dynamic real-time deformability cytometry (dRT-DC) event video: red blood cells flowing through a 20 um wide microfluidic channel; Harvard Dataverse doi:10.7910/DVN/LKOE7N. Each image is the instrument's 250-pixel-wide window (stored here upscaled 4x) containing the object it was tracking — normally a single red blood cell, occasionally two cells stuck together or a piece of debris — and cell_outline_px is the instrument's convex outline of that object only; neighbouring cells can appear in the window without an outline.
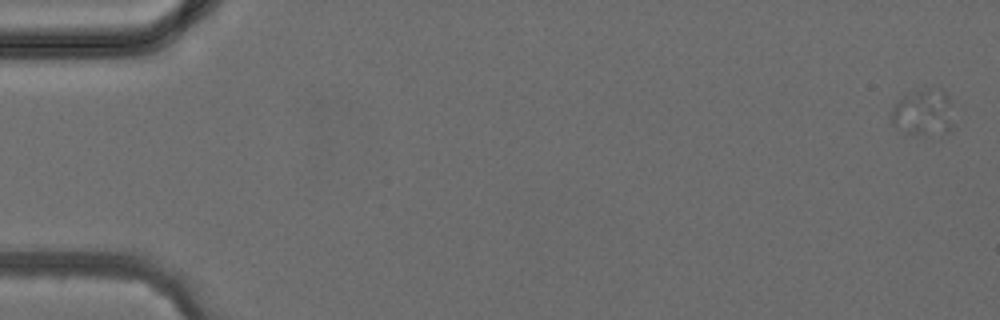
{"species": "common noctule bat (a hibernating species)", "species_latin": "Nyctalus noctula", "temperature_condition": "cold", "stored_images_in_passage": 3, "camera_frame_rate_fps": 3000, "um_per_image_px": 0.085, "animal": {"sex": "female", "body_mass_g": 24.6, "forearm_length_mm": 56.2}, "frame": {"image": 1, "passage_image": 1, "time_ms": 0.0, "image_size_px": [1000, 320], "cell_outline_px": [[948, 132], [908, 132], [892, 124], [892, 108], [904, 96], [928, 88], [940, 88], [948, 96]], "centroid_in_image_um": [78.41, 9.5], "position_along_channel_um": 6.6, "area_um2": 15.2}}